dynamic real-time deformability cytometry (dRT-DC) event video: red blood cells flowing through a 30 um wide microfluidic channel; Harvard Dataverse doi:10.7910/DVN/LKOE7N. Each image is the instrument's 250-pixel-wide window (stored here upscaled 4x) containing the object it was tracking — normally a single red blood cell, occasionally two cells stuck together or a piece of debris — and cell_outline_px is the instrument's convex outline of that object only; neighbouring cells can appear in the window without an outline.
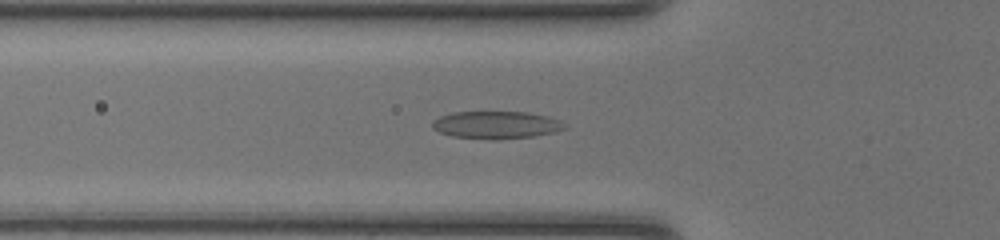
{"species": "common noctule bat (a hibernating species)", "species_latin": "Nyctalus noctula", "temperature_condition": "room temperature", "stored_images_in_passage": 47, "camera_frame_rate_fps": 3000, "um_per_image_px": 0.085, "animal": {"sex": "female", "body_mass_g": 20.0, "forearm_length_mm": 54.0}, "frame": {"image": 1, "passage_image": 16, "time_ms": 5.0, "image_size_px": [1000, 240], "cell_outline_px": [[568, 128], [552, 132], [532, 136], [496, 140], [452, 136], [440, 132], [432, 128], [432, 120], [440, 116], [452, 112], [528, 112], [548, 116], [560, 120], [568, 124]], "centroid_in_image_um": [42.2, 10.61], "position_along_channel_um": 83.6, "area_um2": 21.33}}
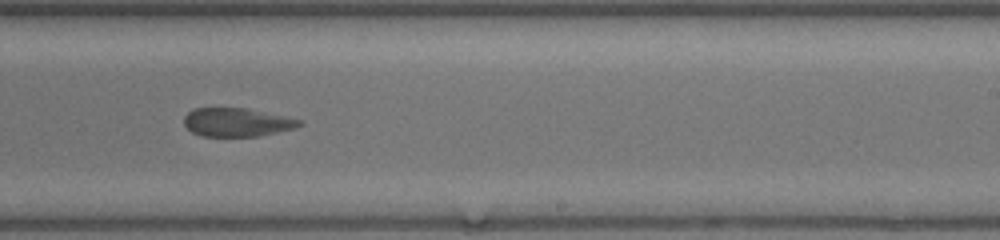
{"frame": {"image": 2, "passage_image": 29, "time_ms": 9.333, "image_size_px": [1000, 240], "cell_outline_px": [[304, 124], [296, 128], [260, 136], [200, 136], [192, 132], [184, 124], [184, 116], [192, 108], [248, 108], [304, 120]], "centroid_in_image_um": [20.17, 10.39], "position_along_channel_um": 268.8, "area_um2": 19.42}}
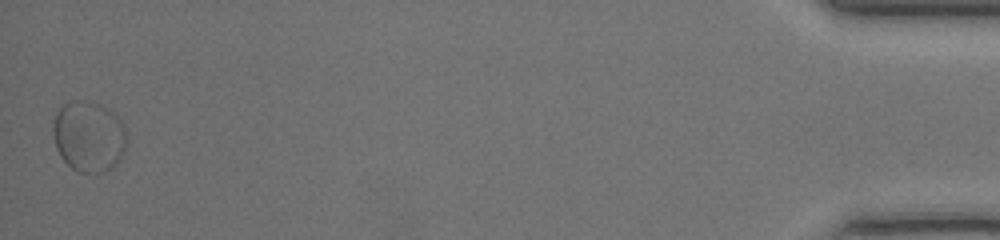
{"frame": {"image": 3, "passage_image": 47, "time_ms": 15.333, "image_size_px": [1000, 240], "cell_outline_px": [[128, 140], [124, 152], [116, 164], [112, 168], [104, 172], [76, 172], [60, 156], [56, 148], [52, 132], [52, 124], [56, 112], [64, 104], [72, 100], [84, 100], [100, 104], [112, 112], [120, 120], [124, 128]], "centroid_in_image_um": [7.53, 11.59], "position_along_channel_um": 427.7, "area_um2": 30.63}, "authors_computed_cell_mechanics": {"area_um2": 21.8484, "velocity_mm_per_s": 4.2813, "shape_relaxation_time_tau1_ms": null, "shape_relaxation_time_tau2_ms": 1.1379, "deformation_change_tau1": null, "deformation_change_tau2": 0.0647}}